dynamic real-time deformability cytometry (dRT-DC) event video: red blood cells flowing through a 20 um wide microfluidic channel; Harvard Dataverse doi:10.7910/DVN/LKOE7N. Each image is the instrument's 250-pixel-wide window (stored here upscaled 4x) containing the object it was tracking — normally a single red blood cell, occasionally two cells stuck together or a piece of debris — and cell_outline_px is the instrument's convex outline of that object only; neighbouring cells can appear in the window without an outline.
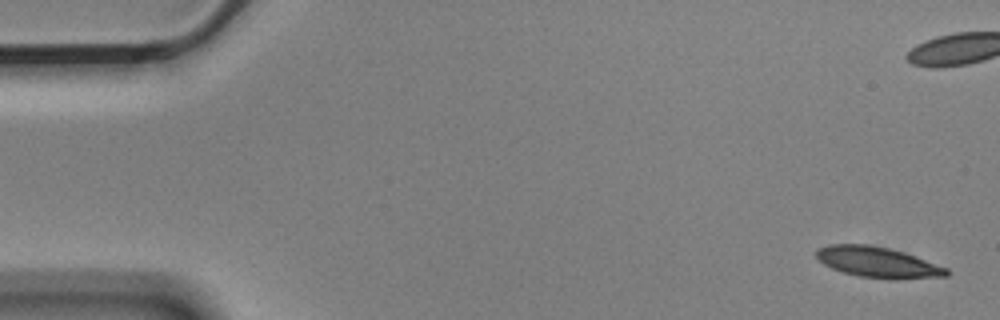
{"species": "Egyptian fruit bat (a non-hibernating species)", "species_latin": "Rousettus aegyptiacus", "temperature_condition": "cold", "stored_images_in_passage": 6, "camera_frame_rate_fps": 3000, "um_per_image_px": 0.085, "animal": {"sex": "male"}, "frame": {"image": 1, "passage_image": 1, "time_ms": 0.0, "image_size_px": [1000, 320], "cell_outline_px": [[948, 276], [896, 280], [860, 276], [844, 272], [832, 268], [824, 264], [816, 256], [816, 248], [828, 244], [868, 244], [888, 248], [904, 252], [948, 268]], "centroid_in_image_um": [74.61, 22.29], "position_along_channel_um": 10.4, "area_um2": 23.29}}
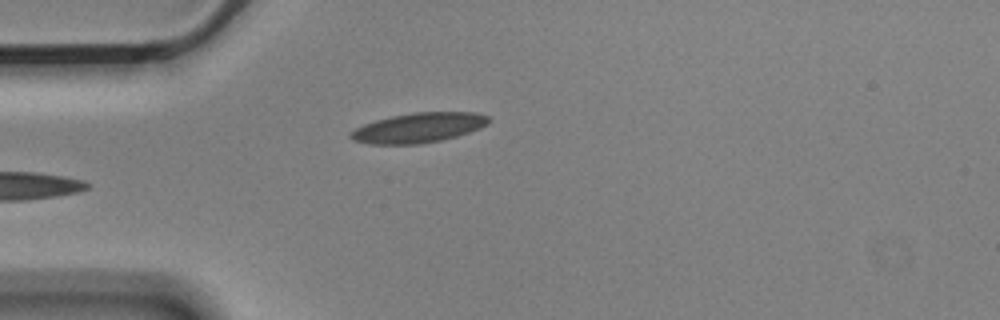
{"frame": {"image": 2, "passage_image": 5, "time_ms": 1.333, "image_size_px": [1000, 320], "cell_outline_px": [[492, 120], [488, 124], [480, 128], [456, 136], [440, 140], [420, 144], [368, 144], [352, 140], [348, 136], [356, 128], [364, 124], [376, 120], [392, 116], [412, 112], [476, 112], [488, 116]], "centroid_in_image_um": [35.59, 10.85], "position_along_channel_um": 49.4, "area_um2": 23.99}}